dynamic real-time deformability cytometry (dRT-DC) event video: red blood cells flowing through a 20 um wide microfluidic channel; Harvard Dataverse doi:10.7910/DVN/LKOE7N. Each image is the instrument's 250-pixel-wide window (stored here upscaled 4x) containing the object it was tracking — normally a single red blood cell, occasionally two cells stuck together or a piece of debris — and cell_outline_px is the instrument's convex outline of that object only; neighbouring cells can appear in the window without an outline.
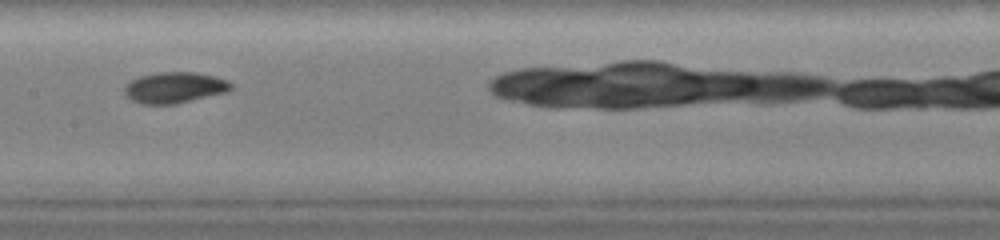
{"species": "common noctule bat (a hibernating species)", "species_latin": "Nyctalus noctula", "temperature_condition": "warm", "stored_images_in_passage": 29, "camera_frame_rate_fps": 3000, "um_per_image_px": 0.085, "animal": {"sex": "female", "body_mass_g": 19.0, "forearm_length_mm": 51.5}, "frame": {"image": 1, "passage_image": 14, "time_ms": 4.333, "image_size_px": [1000, 240], "cell_outline_px": [[232, 88], [228, 92], [176, 104], [140, 104], [124, 96], [124, 88], [132, 80], [140, 76], [164, 72], [196, 72], [216, 76], [228, 80], [232, 84]], "centroid_in_image_um": [14.87, 7.45], "position_along_channel_um": 192.5, "area_um2": 19.36}}
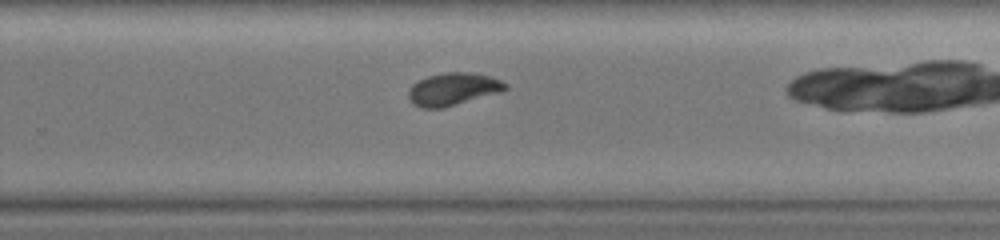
{"frame": {"image": 2, "passage_image": 21, "time_ms": 6.667, "image_size_px": [1000, 240], "cell_outline_px": [[508, 88], [500, 92], [444, 108], [420, 108], [412, 104], [408, 100], [408, 92], [412, 84], [428, 76], [448, 72], [468, 72], [488, 76], [500, 80], [508, 84]], "centroid_in_image_um": [38.48, 7.59], "position_along_channel_um": 291.3, "area_um2": 18.38}}
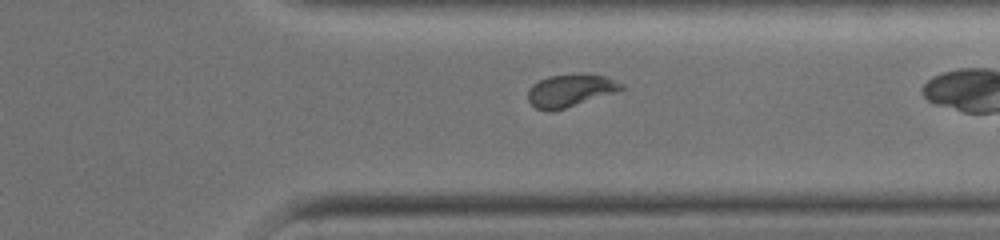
{"frame": {"image": 3, "passage_image": 26, "time_ms": 8.333, "image_size_px": [1000, 240], "cell_outline_px": [[624, 88], [552, 112], [548, 112], [536, 108], [528, 100], [528, 88], [532, 84], [548, 76], [608, 76], [624, 84]], "centroid_in_image_um": [48.4, 7.72], "position_along_channel_um": 363.0, "area_um2": 16.88}}